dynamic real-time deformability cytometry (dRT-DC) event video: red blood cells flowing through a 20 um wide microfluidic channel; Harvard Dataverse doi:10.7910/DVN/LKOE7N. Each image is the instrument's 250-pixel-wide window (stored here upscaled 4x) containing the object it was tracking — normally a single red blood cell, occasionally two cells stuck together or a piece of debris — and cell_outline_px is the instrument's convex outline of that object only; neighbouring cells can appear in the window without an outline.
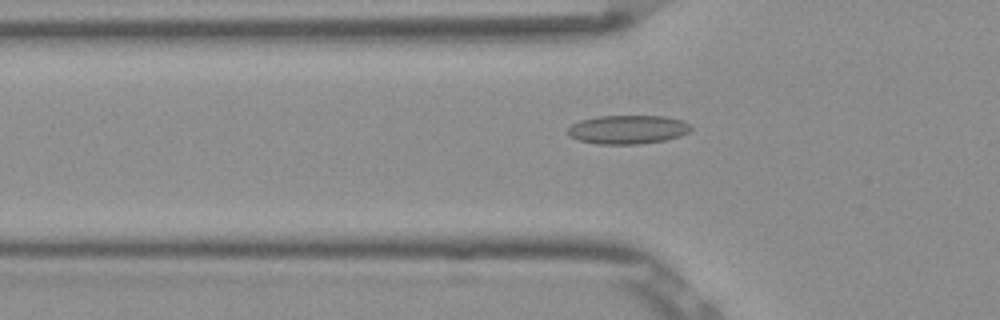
{"species": "Egyptian fruit bat (a non-hibernating species)", "species_latin": "Rousettus aegyptiacus", "temperature_condition": "room temperature", "stored_images_in_passage": 53, "camera_frame_rate_fps": 3000, "um_per_image_px": 0.085, "frame": {"image": 1, "passage_image": 18, "time_ms": 5.667, "image_size_px": [1000, 320], "cell_outline_px": [[692, 128], [688, 132], [680, 136], [664, 140], [640, 144], [596, 144], [580, 140], [568, 136], [568, 128], [572, 124], [580, 120], [596, 116], [664, 116], [684, 120]], "centroid_in_image_um": [53.35, 11.0], "position_along_channel_um": 72.5, "area_um2": 20.69}}
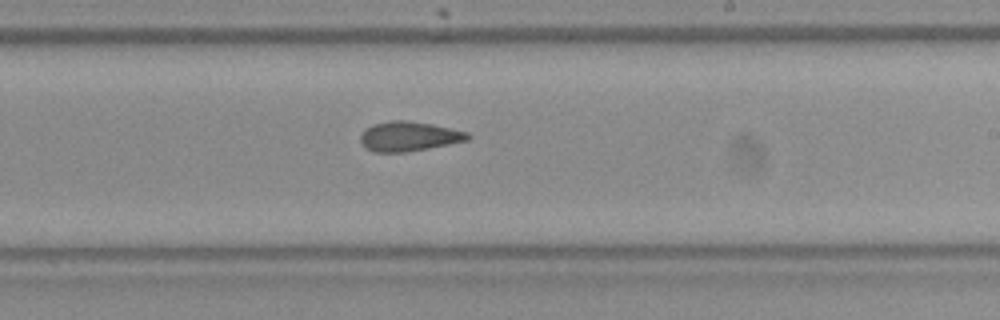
{"frame": {"image": 2, "passage_image": 32, "time_ms": 10.333, "image_size_px": [1000, 320], "cell_outline_px": [[472, 136], [468, 140], [428, 148], [404, 152], [372, 152], [364, 148], [360, 140], [360, 136], [372, 124], [388, 120], [408, 120], [432, 124], [468, 132]], "centroid_in_image_um": [34.74, 11.58], "position_along_channel_um": 254.3, "area_um2": 18.55}}
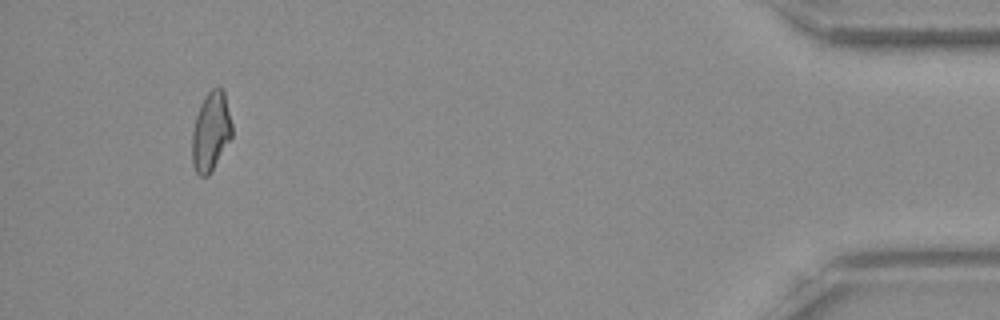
{"frame": {"image": 3, "passage_image": 50, "time_ms": 16.333, "image_size_px": [1000, 320], "cell_outline_px": [[232, 136], [208, 176], [200, 176], [196, 172], [192, 164], [192, 132], [196, 116], [200, 104], [204, 96], [212, 88], [224, 88], [232, 124]], "centroid_in_image_um": [17.92, 11.15], "position_along_channel_um": 417.3, "area_um2": 18.38}, "authors_computed_cell_mechanics": {"area_um2": 18.8428, "velocity_mm_per_s": 3.8734, "shape_relaxation_time_tau1_ms": null, "shape_relaxation_time_tau2_ms": 2.363, "deformation_change_tau1": null, "deformation_change_tau2": 0.1013}}